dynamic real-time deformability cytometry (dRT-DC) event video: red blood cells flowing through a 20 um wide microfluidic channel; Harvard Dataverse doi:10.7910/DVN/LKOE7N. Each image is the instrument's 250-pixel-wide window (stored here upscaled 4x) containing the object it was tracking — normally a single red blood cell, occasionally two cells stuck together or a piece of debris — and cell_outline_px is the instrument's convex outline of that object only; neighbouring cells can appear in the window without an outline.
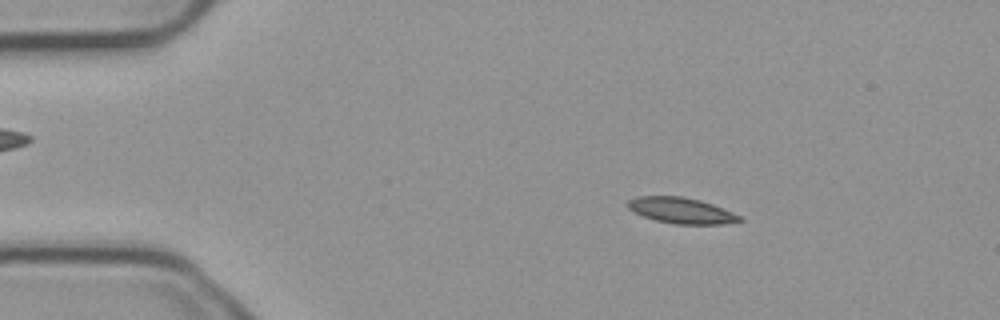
{"species": "common noctule bat (a hibernating species)", "species_latin": "Nyctalus noctula", "temperature_condition": "cold", "stored_images_in_passage": 4, "camera_frame_rate_fps": 3000, "um_per_image_px": 0.085, "animal": {"sex": "male", "body_mass_g": 23.1, "forearm_length_mm": 52.7}, "frame": {"image": 1, "passage_image": 2, "time_ms": 0.333, "image_size_px": [1000, 320], "cell_outline_px": [[744, 220], [720, 224], [676, 224], [656, 220], [632, 212], [628, 208], [628, 200], [636, 196], [680, 196], [700, 200], [712, 204], [744, 216]], "centroid_in_image_um": [57.92, 17.89], "position_along_channel_um": 27.1, "area_um2": 16.88}}